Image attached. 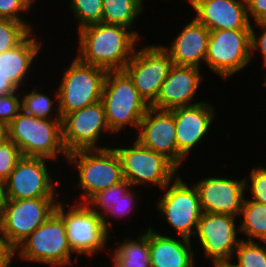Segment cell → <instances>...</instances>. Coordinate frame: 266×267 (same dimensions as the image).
I'll return each mask as SVG.
<instances>
[{
	"mask_svg": "<svg viewBox=\"0 0 266 267\" xmlns=\"http://www.w3.org/2000/svg\"><path fill=\"white\" fill-rule=\"evenodd\" d=\"M132 187L124 196H122L116 204L113 205V208L109 210L103 217V223L106 229L111 233H115L114 228L116 227L114 224L118 223V221L124 222L128 224V220L132 219L134 216L135 211L138 212L136 206H140V201H142L141 195L142 191L141 187L139 190ZM141 191V192H140ZM140 200V201H139ZM139 202V203H138ZM135 210V211H134ZM131 217V218H130ZM126 218V220H125ZM113 219V220H112ZM115 220V221H114ZM117 221V222H116ZM127 221V222H125ZM116 222V223H115Z\"/></svg>",
	"mask_w": 266,
	"mask_h": 267,
	"instance_id": "28",
	"label": "cell"
},
{
	"mask_svg": "<svg viewBox=\"0 0 266 267\" xmlns=\"http://www.w3.org/2000/svg\"><path fill=\"white\" fill-rule=\"evenodd\" d=\"M189 13L210 31L251 29L245 0H186ZM194 12V13H193Z\"/></svg>",
	"mask_w": 266,
	"mask_h": 267,
	"instance_id": "21",
	"label": "cell"
},
{
	"mask_svg": "<svg viewBox=\"0 0 266 267\" xmlns=\"http://www.w3.org/2000/svg\"><path fill=\"white\" fill-rule=\"evenodd\" d=\"M8 139V125L0 121V144Z\"/></svg>",
	"mask_w": 266,
	"mask_h": 267,
	"instance_id": "42",
	"label": "cell"
},
{
	"mask_svg": "<svg viewBox=\"0 0 266 267\" xmlns=\"http://www.w3.org/2000/svg\"><path fill=\"white\" fill-rule=\"evenodd\" d=\"M187 20L172 41L169 40V45L161 42L160 46L169 54L173 64L204 69L210 30L194 17Z\"/></svg>",
	"mask_w": 266,
	"mask_h": 267,
	"instance_id": "22",
	"label": "cell"
},
{
	"mask_svg": "<svg viewBox=\"0 0 266 267\" xmlns=\"http://www.w3.org/2000/svg\"><path fill=\"white\" fill-rule=\"evenodd\" d=\"M20 111V90L0 96V121L8 125Z\"/></svg>",
	"mask_w": 266,
	"mask_h": 267,
	"instance_id": "37",
	"label": "cell"
},
{
	"mask_svg": "<svg viewBox=\"0 0 266 267\" xmlns=\"http://www.w3.org/2000/svg\"><path fill=\"white\" fill-rule=\"evenodd\" d=\"M141 46V47H140ZM173 63L169 54L158 43L139 45L123 69L132 79L139 95L150 106L160 92Z\"/></svg>",
	"mask_w": 266,
	"mask_h": 267,
	"instance_id": "15",
	"label": "cell"
},
{
	"mask_svg": "<svg viewBox=\"0 0 266 267\" xmlns=\"http://www.w3.org/2000/svg\"><path fill=\"white\" fill-rule=\"evenodd\" d=\"M64 165L69 167L68 171L71 168L76 170L70 175L77 174V181L71 180L74 183L73 191L80 190L78 193H81L78 199L72 198L73 202L86 203L94 194L124 179L120 158L112 146L72 152L68 154Z\"/></svg>",
	"mask_w": 266,
	"mask_h": 267,
	"instance_id": "2",
	"label": "cell"
},
{
	"mask_svg": "<svg viewBox=\"0 0 266 267\" xmlns=\"http://www.w3.org/2000/svg\"><path fill=\"white\" fill-rule=\"evenodd\" d=\"M15 91H17V89L9 82L7 78L0 74V96Z\"/></svg>",
	"mask_w": 266,
	"mask_h": 267,
	"instance_id": "40",
	"label": "cell"
},
{
	"mask_svg": "<svg viewBox=\"0 0 266 267\" xmlns=\"http://www.w3.org/2000/svg\"><path fill=\"white\" fill-rule=\"evenodd\" d=\"M39 0H0V19H9L16 22L23 23L30 31H36L37 27L30 21L28 17L34 18L35 4H38ZM35 5V7H34ZM32 12V13H31ZM31 16H28V15ZM28 17H26V16ZM35 25V27H34ZM34 27V28H33ZM36 29V30H34Z\"/></svg>",
	"mask_w": 266,
	"mask_h": 267,
	"instance_id": "31",
	"label": "cell"
},
{
	"mask_svg": "<svg viewBox=\"0 0 266 267\" xmlns=\"http://www.w3.org/2000/svg\"><path fill=\"white\" fill-rule=\"evenodd\" d=\"M249 20L252 24L266 20V0H245Z\"/></svg>",
	"mask_w": 266,
	"mask_h": 267,
	"instance_id": "38",
	"label": "cell"
},
{
	"mask_svg": "<svg viewBox=\"0 0 266 267\" xmlns=\"http://www.w3.org/2000/svg\"><path fill=\"white\" fill-rule=\"evenodd\" d=\"M146 8L144 0H103L102 23L125 26L143 40L140 29L135 27L138 28L136 24L141 20L140 16L144 17V11L150 10Z\"/></svg>",
	"mask_w": 266,
	"mask_h": 267,
	"instance_id": "26",
	"label": "cell"
},
{
	"mask_svg": "<svg viewBox=\"0 0 266 267\" xmlns=\"http://www.w3.org/2000/svg\"><path fill=\"white\" fill-rule=\"evenodd\" d=\"M250 50L251 63H253L254 61L253 57H255L256 59L258 58L256 56L259 52V56L262 58L261 66L266 65V20L256 22L251 25Z\"/></svg>",
	"mask_w": 266,
	"mask_h": 267,
	"instance_id": "36",
	"label": "cell"
},
{
	"mask_svg": "<svg viewBox=\"0 0 266 267\" xmlns=\"http://www.w3.org/2000/svg\"><path fill=\"white\" fill-rule=\"evenodd\" d=\"M251 29L213 30L205 67L225 82L251 66Z\"/></svg>",
	"mask_w": 266,
	"mask_h": 267,
	"instance_id": "11",
	"label": "cell"
},
{
	"mask_svg": "<svg viewBox=\"0 0 266 267\" xmlns=\"http://www.w3.org/2000/svg\"><path fill=\"white\" fill-rule=\"evenodd\" d=\"M14 260L15 249L9 244L0 228V267H12L13 264L17 263Z\"/></svg>",
	"mask_w": 266,
	"mask_h": 267,
	"instance_id": "39",
	"label": "cell"
},
{
	"mask_svg": "<svg viewBox=\"0 0 266 267\" xmlns=\"http://www.w3.org/2000/svg\"><path fill=\"white\" fill-rule=\"evenodd\" d=\"M145 229V230H144ZM124 237L110 247L107 255L110 267H151L149 250V226L140 230L135 236Z\"/></svg>",
	"mask_w": 266,
	"mask_h": 267,
	"instance_id": "24",
	"label": "cell"
},
{
	"mask_svg": "<svg viewBox=\"0 0 266 267\" xmlns=\"http://www.w3.org/2000/svg\"><path fill=\"white\" fill-rule=\"evenodd\" d=\"M233 260L239 267H266V242L241 240Z\"/></svg>",
	"mask_w": 266,
	"mask_h": 267,
	"instance_id": "32",
	"label": "cell"
},
{
	"mask_svg": "<svg viewBox=\"0 0 266 267\" xmlns=\"http://www.w3.org/2000/svg\"><path fill=\"white\" fill-rule=\"evenodd\" d=\"M217 172L216 175H201V178L193 182L199 194L201 209L204 213L229 214L239 217L245 193V180L232 178ZM203 176V177H202Z\"/></svg>",
	"mask_w": 266,
	"mask_h": 267,
	"instance_id": "17",
	"label": "cell"
},
{
	"mask_svg": "<svg viewBox=\"0 0 266 267\" xmlns=\"http://www.w3.org/2000/svg\"><path fill=\"white\" fill-rule=\"evenodd\" d=\"M71 198L69 202L62 198L55 212L63 219L73 254L81 259L88 257L87 260L99 252L102 254L103 250L107 254L113 236L104 226L102 218L85 203L70 202Z\"/></svg>",
	"mask_w": 266,
	"mask_h": 267,
	"instance_id": "6",
	"label": "cell"
},
{
	"mask_svg": "<svg viewBox=\"0 0 266 267\" xmlns=\"http://www.w3.org/2000/svg\"><path fill=\"white\" fill-rule=\"evenodd\" d=\"M78 266H80V265H77L76 267H78ZM80 267H82V266H80ZM83 267H90V266L88 264L85 266V264H84Z\"/></svg>",
	"mask_w": 266,
	"mask_h": 267,
	"instance_id": "45",
	"label": "cell"
},
{
	"mask_svg": "<svg viewBox=\"0 0 266 267\" xmlns=\"http://www.w3.org/2000/svg\"><path fill=\"white\" fill-rule=\"evenodd\" d=\"M131 188L132 185L123 179L121 182L94 194L85 204L102 218Z\"/></svg>",
	"mask_w": 266,
	"mask_h": 267,
	"instance_id": "30",
	"label": "cell"
},
{
	"mask_svg": "<svg viewBox=\"0 0 266 267\" xmlns=\"http://www.w3.org/2000/svg\"><path fill=\"white\" fill-rule=\"evenodd\" d=\"M128 135L129 138L123 137L122 139H125V143L129 142L130 144H125L123 140L110 143L120 158L123 178L132 187L139 189L142 186V190L144 187V189H149L146 188L149 186L151 189L159 187L157 189L159 193L179 174L184 173H179L180 170L164 155L142 146L136 139L133 140V136ZM131 137L133 142L130 141Z\"/></svg>",
	"mask_w": 266,
	"mask_h": 267,
	"instance_id": "4",
	"label": "cell"
},
{
	"mask_svg": "<svg viewBox=\"0 0 266 267\" xmlns=\"http://www.w3.org/2000/svg\"><path fill=\"white\" fill-rule=\"evenodd\" d=\"M68 2L70 3L67 5L69 14L72 13L71 17L76 22L75 25L78 24L76 25L78 29L72 30L77 31L88 25L102 22L103 0H69Z\"/></svg>",
	"mask_w": 266,
	"mask_h": 267,
	"instance_id": "29",
	"label": "cell"
},
{
	"mask_svg": "<svg viewBox=\"0 0 266 267\" xmlns=\"http://www.w3.org/2000/svg\"><path fill=\"white\" fill-rule=\"evenodd\" d=\"M5 201V184L4 181L0 178V207Z\"/></svg>",
	"mask_w": 266,
	"mask_h": 267,
	"instance_id": "43",
	"label": "cell"
},
{
	"mask_svg": "<svg viewBox=\"0 0 266 267\" xmlns=\"http://www.w3.org/2000/svg\"><path fill=\"white\" fill-rule=\"evenodd\" d=\"M156 225H149V250L151 267H198L195 247L190 239L168 236L157 232ZM194 248V250H193ZM197 262V263H196Z\"/></svg>",
	"mask_w": 266,
	"mask_h": 267,
	"instance_id": "23",
	"label": "cell"
},
{
	"mask_svg": "<svg viewBox=\"0 0 266 267\" xmlns=\"http://www.w3.org/2000/svg\"><path fill=\"white\" fill-rule=\"evenodd\" d=\"M23 157L20 148L7 139L0 144V178L5 181Z\"/></svg>",
	"mask_w": 266,
	"mask_h": 267,
	"instance_id": "35",
	"label": "cell"
},
{
	"mask_svg": "<svg viewBox=\"0 0 266 267\" xmlns=\"http://www.w3.org/2000/svg\"><path fill=\"white\" fill-rule=\"evenodd\" d=\"M75 34L78 45L74 55L107 71L123 70L143 43L132 29L102 22L83 27Z\"/></svg>",
	"mask_w": 266,
	"mask_h": 267,
	"instance_id": "1",
	"label": "cell"
},
{
	"mask_svg": "<svg viewBox=\"0 0 266 267\" xmlns=\"http://www.w3.org/2000/svg\"><path fill=\"white\" fill-rule=\"evenodd\" d=\"M54 163L56 165V162L42 157L23 156L4 181L5 199H33L63 195L61 192H65L66 188H63L65 184L61 185L63 181L57 180L59 172H53V169L59 171L63 165L56 169V167L52 168Z\"/></svg>",
	"mask_w": 266,
	"mask_h": 267,
	"instance_id": "10",
	"label": "cell"
},
{
	"mask_svg": "<svg viewBox=\"0 0 266 267\" xmlns=\"http://www.w3.org/2000/svg\"><path fill=\"white\" fill-rule=\"evenodd\" d=\"M237 224H239L238 217L203 212L191 239V242L199 248V250L195 248L196 256L199 251L201 253L198 255L200 257L203 255V259L208 262L233 259L236 248L242 240Z\"/></svg>",
	"mask_w": 266,
	"mask_h": 267,
	"instance_id": "14",
	"label": "cell"
},
{
	"mask_svg": "<svg viewBox=\"0 0 266 267\" xmlns=\"http://www.w3.org/2000/svg\"><path fill=\"white\" fill-rule=\"evenodd\" d=\"M64 67L58 80L59 112L63 118L67 113L82 109L101 101L107 70L86 64L75 55Z\"/></svg>",
	"mask_w": 266,
	"mask_h": 267,
	"instance_id": "9",
	"label": "cell"
},
{
	"mask_svg": "<svg viewBox=\"0 0 266 267\" xmlns=\"http://www.w3.org/2000/svg\"><path fill=\"white\" fill-rule=\"evenodd\" d=\"M246 197L266 204V165L259 163L251 167V170L244 175ZM248 193V194H247ZM250 195V196H248Z\"/></svg>",
	"mask_w": 266,
	"mask_h": 267,
	"instance_id": "33",
	"label": "cell"
},
{
	"mask_svg": "<svg viewBox=\"0 0 266 267\" xmlns=\"http://www.w3.org/2000/svg\"><path fill=\"white\" fill-rule=\"evenodd\" d=\"M8 139L20 148L23 156L66 163L68 153L62 141V120L37 118L21 110L8 124Z\"/></svg>",
	"mask_w": 266,
	"mask_h": 267,
	"instance_id": "7",
	"label": "cell"
},
{
	"mask_svg": "<svg viewBox=\"0 0 266 267\" xmlns=\"http://www.w3.org/2000/svg\"><path fill=\"white\" fill-rule=\"evenodd\" d=\"M30 32L23 23L0 19V53L16 47Z\"/></svg>",
	"mask_w": 266,
	"mask_h": 267,
	"instance_id": "34",
	"label": "cell"
},
{
	"mask_svg": "<svg viewBox=\"0 0 266 267\" xmlns=\"http://www.w3.org/2000/svg\"><path fill=\"white\" fill-rule=\"evenodd\" d=\"M262 68H264V69H261V70H263V75H264V77H261V78H264V80H262L263 82H262V86H264L265 87V89H266V65H264V66H262Z\"/></svg>",
	"mask_w": 266,
	"mask_h": 267,
	"instance_id": "44",
	"label": "cell"
},
{
	"mask_svg": "<svg viewBox=\"0 0 266 267\" xmlns=\"http://www.w3.org/2000/svg\"><path fill=\"white\" fill-rule=\"evenodd\" d=\"M112 134L106 120L105 108L102 101L67 113L62 118V141L68 154L79 150L111 147L110 140L117 141V138ZM106 135H110V139ZM105 138L109 140V144L106 143Z\"/></svg>",
	"mask_w": 266,
	"mask_h": 267,
	"instance_id": "12",
	"label": "cell"
},
{
	"mask_svg": "<svg viewBox=\"0 0 266 267\" xmlns=\"http://www.w3.org/2000/svg\"><path fill=\"white\" fill-rule=\"evenodd\" d=\"M183 176V177H182ZM179 174L171 183L167 184L157 195L155 211L160 221L168 226H161L157 232L168 236H179L192 239L199 219L203 213L197 188L191 182L185 181L184 175ZM162 193V194H161ZM162 218V219H161ZM164 228V229H163ZM170 231V232H169Z\"/></svg>",
	"mask_w": 266,
	"mask_h": 267,
	"instance_id": "5",
	"label": "cell"
},
{
	"mask_svg": "<svg viewBox=\"0 0 266 267\" xmlns=\"http://www.w3.org/2000/svg\"><path fill=\"white\" fill-rule=\"evenodd\" d=\"M133 139L142 146L164 155L179 169L176 124L171 110L149 107Z\"/></svg>",
	"mask_w": 266,
	"mask_h": 267,
	"instance_id": "19",
	"label": "cell"
},
{
	"mask_svg": "<svg viewBox=\"0 0 266 267\" xmlns=\"http://www.w3.org/2000/svg\"><path fill=\"white\" fill-rule=\"evenodd\" d=\"M211 267H239L233 259L230 260H218L209 263Z\"/></svg>",
	"mask_w": 266,
	"mask_h": 267,
	"instance_id": "41",
	"label": "cell"
},
{
	"mask_svg": "<svg viewBox=\"0 0 266 267\" xmlns=\"http://www.w3.org/2000/svg\"><path fill=\"white\" fill-rule=\"evenodd\" d=\"M30 84L31 83H29L27 86L28 90L27 88H22L20 90L21 110L26 114L32 115L37 118L62 120L59 112L57 87L53 86V92L49 95L47 90L45 92L43 91L42 85L38 84L37 87H34L32 84L30 86ZM39 86H41V88ZM29 88L31 89L29 90ZM38 89H40L41 91ZM26 90L28 92H26Z\"/></svg>",
	"mask_w": 266,
	"mask_h": 267,
	"instance_id": "25",
	"label": "cell"
},
{
	"mask_svg": "<svg viewBox=\"0 0 266 267\" xmlns=\"http://www.w3.org/2000/svg\"><path fill=\"white\" fill-rule=\"evenodd\" d=\"M209 100L188 107L172 109L176 124V141L179 150V170L186 166L189 156L206 142L211 135L214 121L218 118L216 107ZM216 114V115H215ZM210 132V133H209ZM202 142V143H201ZM199 144V145H198ZM190 154V155H189ZM183 164V165H182Z\"/></svg>",
	"mask_w": 266,
	"mask_h": 267,
	"instance_id": "16",
	"label": "cell"
},
{
	"mask_svg": "<svg viewBox=\"0 0 266 267\" xmlns=\"http://www.w3.org/2000/svg\"><path fill=\"white\" fill-rule=\"evenodd\" d=\"M61 197L5 199L0 207V228L15 249L56 211Z\"/></svg>",
	"mask_w": 266,
	"mask_h": 267,
	"instance_id": "13",
	"label": "cell"
},
{
	"mask_svg": "<svg viewBox=\"0 0 266 267\" xmlns=\"http://www.w3.org/2000/svg\"><path fill=\"white\" fill-rule=\"evenodd\" d=\"M40 34V31H31L16 47L0 53V74L7 78L17 90L26 88L28 81H32V78L36 79L32 75V70L37 72L33 64L39 67L37 60L39 61L43 53H46L43 52L46 46L43 40L47 37L42 39Z\"/></svg>",
	"mask_w": 266,
	"mask_h": 267,
	"instance_id": "20",
	"label": "cell"
},
{
	"mask_svg": "<svg viewBox=\"0 0 266 267\" xmlns=\"http://www.w3.org/2000/svg\"><path fill=\"white\" fill-rule=\"evenodd\" d=\"M101 101L110 131L113 136H118V141L129 133V129H132L131 135H135L141 119L150 107L139 95L132 79L124 70L107 72Z\"/></svg>",
	"mask_w": 266,
	"mask_h": 267,
	"instance_id": "3",
	"label": "cell"
},
{
	"mask_svg": "<svg viewBox=\"0 0 266 267\" xmlns=\"http://www.w3.org/2000/svg\"><path fill=\"white\" fill-rule=\"evenodd\" d=\"M204 70L195 66L175 65L169 70L161 85L157 99L150 107L160 110H172L179 107L196 105L205 100H196L202 82L206 79ZM197 96V97H196ZM195 101V102H194ZM194 102V103H193Z\"/></svg>",
	"mask_w": 266,
	"mask_h": 267,
	"instance_id": "18",
	"label": "cell"
},
{
	"mask_svg": "<svg viewBox=\"0 0 266 267\" xmlns=\"http://www.w3.org/2000/svg\"><path fill=\"white\" fill-rule=\"evenodd\" d=\"M238 219L242 240L266 242V204L245 197Z\"/></svg>",
	"mask_w": 266,
	"mask_h": 267,
	"instance_id": "27",
	"label": "cell"
},
{
	"mask_svg": "<svg viewBox=\"0 0 266 267\" xmlns=\"http://www.w3.org/2000/svg\"><path fill=\"white\" fill-rule=\"evenodd\" d=\"M74 256L63 219L56 212L15 248L19 263H37L43 267H75L80 258Z\"/></svg>",
	"mask_w": 266,
	"mask_h": 267,
	"instance_id": "8",
	"label": "cell"
}]
</instances>
